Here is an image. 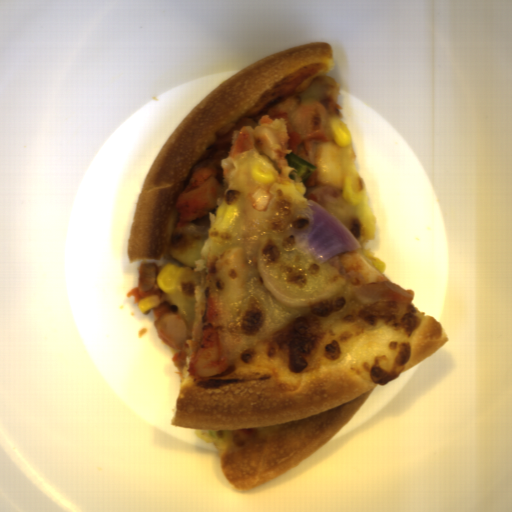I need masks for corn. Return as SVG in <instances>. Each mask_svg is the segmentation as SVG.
Returning a JSON list of instances; mask_svg holds the SVG:
<instances>
[{
    "mask_svg": "<svg viewBox=\"0 0 512 512\" xmlns=\"http://www.w3.org/2000/svg\"><path fill=\"white\" fill-rule=\"evenodd\" d=\"M191 268L167 262L157 276L156 284L160 291L168 296H177L183 292L192 277Z\"/></svg>",
    "mask_w": 512,
    "mask_h": 512,
    "instance_id": "1",
    "label": "corn"
},
{
    "mask_svg": "<svg viewBox=\"0 0 512 512\" xmlns=\"http://www.w3.org/2000/svg\"><path fill=\"white\" fill-rule=\"evenodd\" d=\"M344 198L349 204H356L366 196V185L361 175L345 177L343 181Z\"/></svg>",
    "mask_w": 512,
    "mask_h": 512,
    "instance_id": "2",
    "label": "corn"
},
{
    "mask_svg": "<svg viewBox=\"0 0 512 512\" xmlns=\"http://www.w3.org/2000/svg\"><path fill=\"white\" fill-rule=\"evenodd\" d=\"M329 129L340 148H347L352 144V135L349 126L340 118H332L329 122Z\"/></svg>",
    "mask_w": 512,
    "mask_h": 512,
    "instance_id": "3",
    "label": "corn"
},
{
    "mask_svg": "<svg viewBox=\"0 0 512 512\" xmlns=\"http://www.w3.org/2000/svg\"><path fill=\"white\" fill-rule=\"evenodd\" d=\"M251 176L257 185L262 186L270 185L275 179L272 170L257 161L252 163Z\"/></svg>",
    "mask_w": 512,
    "mask_h": 512,
    "instance_id": "4",
    "label": "corn"
},
{
    "mask_svg": "<svg viewBox=\"0 0 512 512\" xmlns=\"http://www.w3.org/2000/svg\"><path fill=\"white\" fill-rule=\"evenodd\" d=\"M160 305L159 297L156 294H147L137 304L139 312H149Z\"/></svg>",
    "mask_w": 512,
    "mask_h": 512,
    "instance_id": "5",
    "label": "corn"
}]
</instances>
